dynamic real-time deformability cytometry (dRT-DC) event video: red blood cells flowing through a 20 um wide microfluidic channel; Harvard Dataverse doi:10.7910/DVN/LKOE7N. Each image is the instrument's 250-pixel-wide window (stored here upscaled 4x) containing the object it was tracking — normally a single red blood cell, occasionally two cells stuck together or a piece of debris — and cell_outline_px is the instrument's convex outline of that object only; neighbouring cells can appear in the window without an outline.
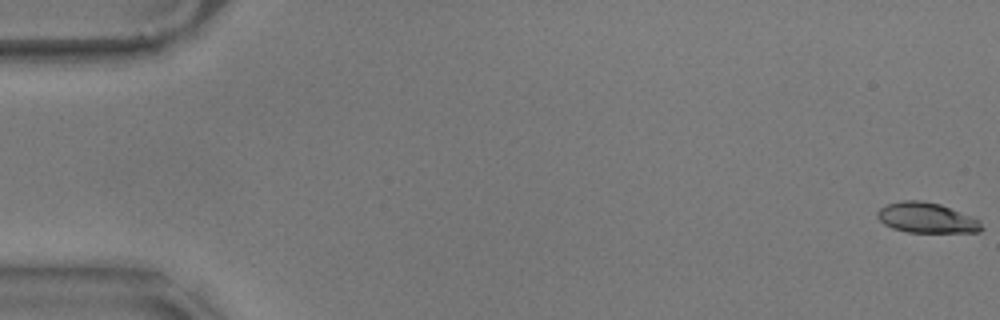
{"species": "common noctule bat (a hibernating species)", "species_latin": "Nyctalus noctula", "temperature_condition": "warm", "stored_images_in_passage": 58, "camera_frame_rate_fps": 3000, "um_per_image_px": 0.085, "animal": {"sex": "male", "body_mass_g": 17.9}, "frame": {"image": 1, "passage_image": 1, "time_ms": 0.0, "image_size_px": [1000, 320], "cell_outline_px": [[984, 228], [980, 232], [908, 232], [892, 228], [884, 224], [876, 216], [876, 212], [880, 208], [888, 204], [904, 200], [920, 200], [940, 204], [980, 220]], "centroid_in_image_um": [78.76, 18.52], "position_along_channel_um": 6.2, "area_um2": 18.32}}
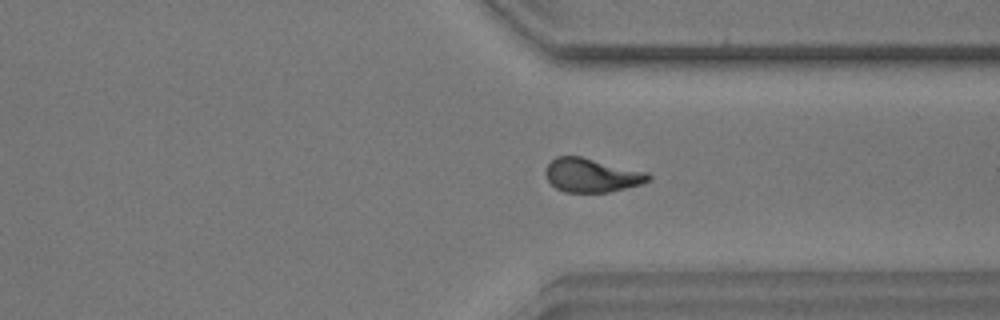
{"frame": {"image": 2, "passage_image": 44, "time_ms": 14.333, "image_size_px": [1000, 320], "cell_outline_px": [[652, 176], [648, 180], [640, 184], [608, 192], [564, 192], [556, 188], [548, 180], [544, 172], [548, 164], [556, 156], [580, 156], [648, 172]], "centroid_in_image_um": [50.27, 14.89], "position_along_channel_um": 361.1, "area_um2": 20.11}}
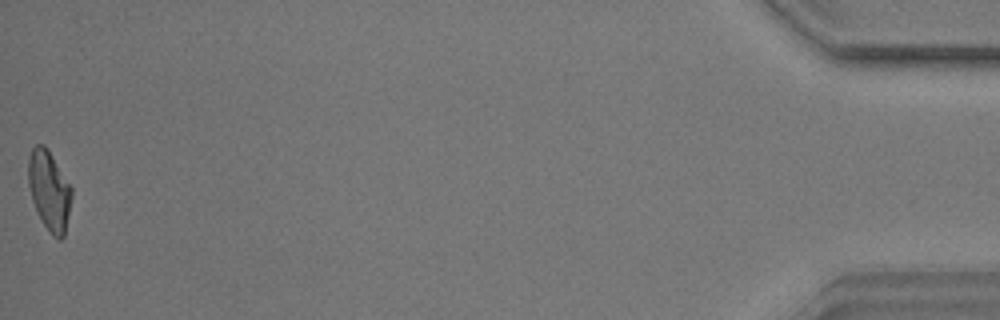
{"frame": {"image": 3, "passage_image": 58, "time_ms": 19.0, "image_size_px": [1000, 320], "cell_outline_px": [[72, 196], [64, 236], [60, 240], [56, 240], [52, 236], [36, 212], [32, 200], [28, 184], [28, 160], [32, 148], [36, 144], [44, 144], [48, 148], [72, 188]], "centroid_in_image_um": [4.18, 16.19], "position_along_channel_um": 431.0, "area_um2": 20.23}, "authors_computed_cell_mechanics": {"area_um2": 20.0277, "velocity_mm_per_s": 3.5462, "shape_relaxation_time_tau1_ms": 6.8319, "shape_relaxation_time_tau2_ms": 2.1332, "deformation_change_tau1": 0.1896, "deformation_change_tau2": 0.0975}}